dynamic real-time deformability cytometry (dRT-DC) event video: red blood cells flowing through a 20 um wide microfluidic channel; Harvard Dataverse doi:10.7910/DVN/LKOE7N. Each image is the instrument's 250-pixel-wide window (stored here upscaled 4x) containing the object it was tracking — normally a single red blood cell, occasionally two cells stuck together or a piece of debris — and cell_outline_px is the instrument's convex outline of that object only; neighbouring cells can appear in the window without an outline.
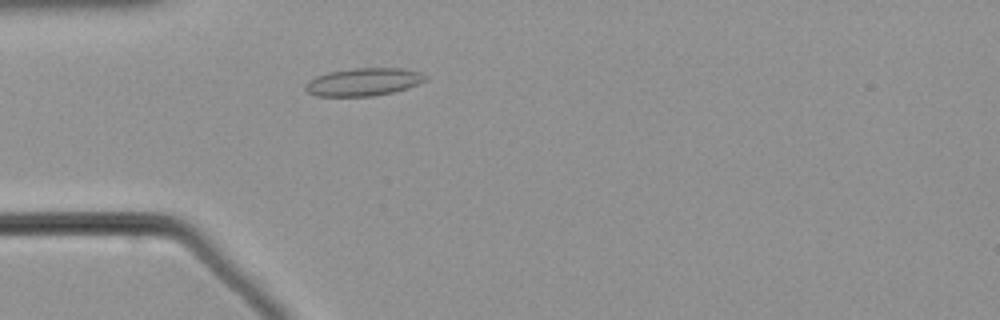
{"species": "common noctule bat (a hibernating species)", "species_latin": "Nyctalus noctula", "temperature_condition": "warm", "stored_images_in_passage": 41, "camera_frame_rate_fps": 3000, "um_per_image_px": 0.085, "animal": {"sex": "male", "body_mass_g": 21.5, "forearm_length_mm": 52.0}, "frame": {"image": 1, "passage_image": 2, "time_ms": 0.333, "image_size_px": [1000, 320], "cell_outline_px": [[428, 80], [408, 88], [392, 92], [372, 96], [316, 96], [308, 92], [304, 88], [304, 84], [308, 80], [316, 76], [328, 72], [352, 68], [400, 68], [420, 72], [428, 76]], "centroid_in_image_um": [30.89, 6.96], "position_along_channel_um": 54.1, "area_um2": 19.59}}
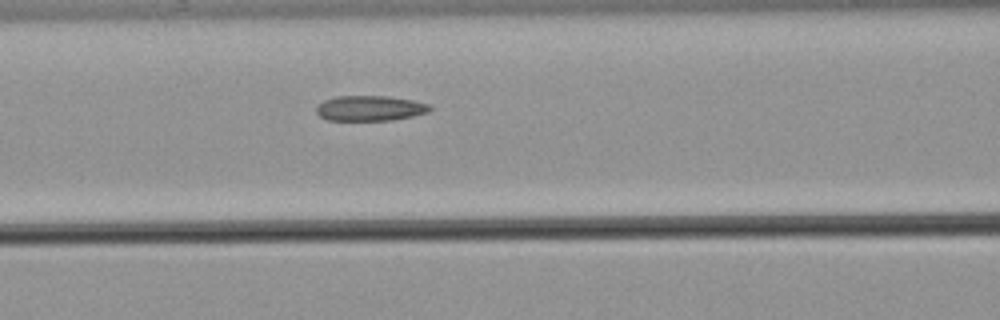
{"frame": {"image": 2, "passage_image": 9, "time_ms": 2.667, "image_size_px": [1000, 320], "cell_outline_px": [[432, 108], [428, 112], [412, 116], [392, 120], [328, 120], [320, 116], [316, 112], [316, 108], [324, 100], [336, 96], [388, 96], [412, 100], [428, 104]], "centroid_in_image_um": [31.44, 9.2], "position_along_channel_um": 135.2, "area_um2": 16.59}}
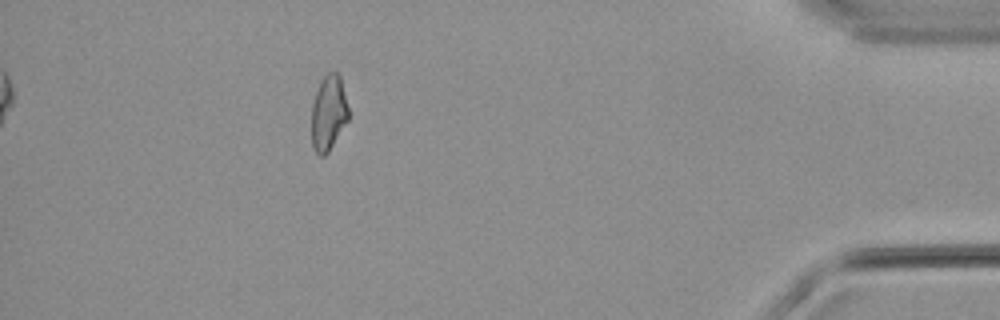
{"frame": {"image": 3, "passage_image": 35, "time_ms": 11.333, "image_size_px": [1000, 320], "cell_outline_px": [[348, 120], [328, 152], [324, 156], [320, 156], [316, 152], [312, 144], [312, 104], [316, 92], [324, 76], [328, 72], [336, 72], [340, 76], [348, 108]], "centroid_in_image_um": [27.92, 9.61], "position_along_channel_um": 407.3, "area_um2": 15.9}}